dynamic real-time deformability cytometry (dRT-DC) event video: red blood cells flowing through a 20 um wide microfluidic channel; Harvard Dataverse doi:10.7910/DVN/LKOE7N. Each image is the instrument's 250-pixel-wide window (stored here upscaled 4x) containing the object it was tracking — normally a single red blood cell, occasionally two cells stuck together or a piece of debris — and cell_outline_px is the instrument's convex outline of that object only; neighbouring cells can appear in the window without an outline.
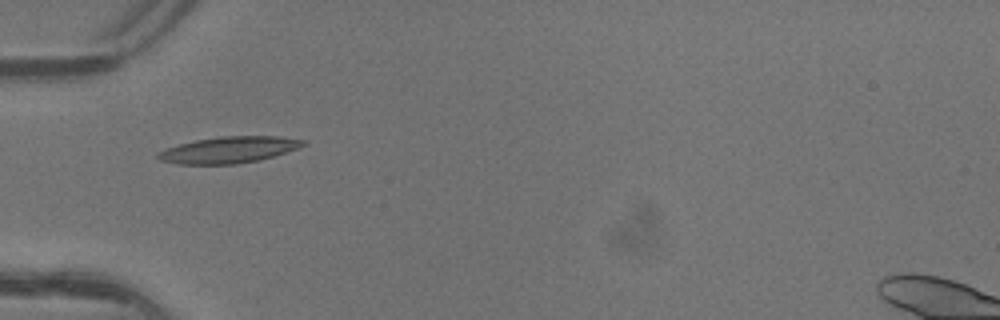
{"species": "common noctule bat (a hibernating species)", "species_latin": "Nyctalus noctula", "temperature_condition": "warm", "stored_images_in_passage": 7, "camera_frame_rate_fps": 3000, "um_per_image_px": 0.085, "animal": {"sex": "female"}, "frame": {"image": 1, "passage_image": 6, "time_ms": 1.667, "image_size_px": [1000, 320], "cell_outline_px": [[308, 144], [260, 160], [236, 164], [176, 164], [160, 160], [156, 156], [156, 152], [164, 148], [196, 140], [220, 136], [280, 136], [308, 140]], "centroid_in_image_um": [19.44, 12.73], "position_along_channel_um": 65.6, "area_um2": 22.43}}
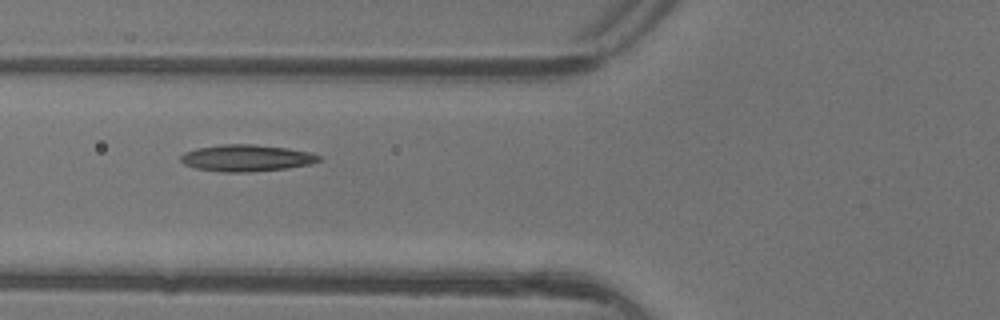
{"frame": {"image": 2, "passage_image": 7, "time_ms": 2.0, "image_size_px": [1000, 320], "cell_outline_px": [[320, 160], [308, 164], [288, 168], [252, 172], [220, 172], [196, 168], [184, 164], [180, 160], [180, 156], [184, 152], [196, 148], [224, 144], [252, 144], [288, 148], [312, 152], [320, 156]], "centroid_in_image_um": [20.93, 13.43], "position_along_channel_um": 104.9, "area_um2": 21.56}}